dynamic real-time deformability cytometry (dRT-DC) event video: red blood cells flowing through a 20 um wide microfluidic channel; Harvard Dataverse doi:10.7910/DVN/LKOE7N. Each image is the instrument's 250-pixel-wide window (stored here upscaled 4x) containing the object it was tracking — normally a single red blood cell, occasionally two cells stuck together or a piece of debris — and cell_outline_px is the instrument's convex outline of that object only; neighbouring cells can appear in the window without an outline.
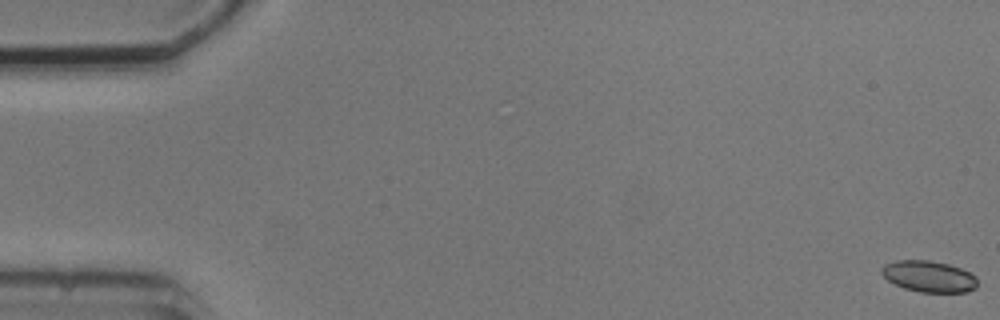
{"species": "common noctule bat (a hibernating species)", "species_latin": "Nyctalus noctula", "temperature_condition": "cold", "stored_images_in_passage": 6, "camera_frame_rate_fps": 3000, "um_per_image_px": 0.085, "animal": {"sex": "male", "body_mass_g": 20.5, "forearm_length_mm": 52.5}, "frame": {"image": 1, "passage_image": 1, "time_ms": 0.0, "image_size_px": [1000, 320], "cell_outline_px": [[976, 288], [968, 292], [920, 292], [904, 288], [888, 280], [880, 272], [880, 268], [884, 264], [896, 260], [928, 260], [948, 264], [960, 268], [976, 276]], "centroid_in_image_um": [78.94, 23.49], "position_along_channel_um": 6.1, "area_um2": 17.46}}